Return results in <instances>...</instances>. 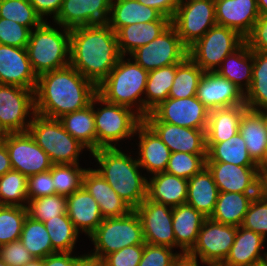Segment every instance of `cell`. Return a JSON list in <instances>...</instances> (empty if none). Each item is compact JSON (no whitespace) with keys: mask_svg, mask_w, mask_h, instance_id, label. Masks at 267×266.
<instances>
[{"mask_svg":"<svg viewBox=\"0 0 267 266\" xmlns=\"http://www.w3.org/2000/svg\"><path fill=\"white\" fill-rule=\"evenodd\" d=\"M96 94L97 86L68 65L38 76L34 91L35 113L59 119L90 105Z\"/></svg>","mask_w":267,"mask_h":266,"instance_id":"1","label":"cell"},{"mask_svg":"<svg viewBox=\"0 0 267 266\" xmlns=\"http://www.w3.org/2000/svg\"><path fill=\"white\" fill-rule=\"evenodd\" d=\"M121 57L117 35L107 23L70 29V65L96 86Z\"/></svg>","mask_w":267,"mask_h":266,"instance_id":"2","label":"cell"},{"mask_svg":"<svg viewBox=\"0 0 267 266\" xmlns=\"http://www.w3.org/2000/svg\"><path fill=\"white\" fill-rule=\"evenodd\" d=\"M99 164L95 169L134 210L147 198V179L139 172L137 158L116 148H100L91 152Z\"/></svg>","mask_w":267,"mask_h":266,"instance_id":"3","label":"cell"},{"mask_svg":"<svg viewBox=\"0 0 267 266\" xmlns=\"http://www.w3.org/2000/svg\"><path fill=\"white\" fill-rule=\"evenodd\" d=\"M126 60L125 56L119 59L109 75L97 86V93L107 102L130 109L137 107L134 111L143 119L144 98L141 95L145 93L149 72L133 59Z\"/></svg>","mask_w":267,"mask_h":266,"instance_id":"4","label":"cell"},{"mask_svg":"<svg viewBox=\"0 0 267 266\" xmlns=\"http://www.w3.org/2000/svg\"><path fill=\"white\" fill-rule=\"evenodd\" d=\"M61 28L44 21L30 32L26 50L37 77L70 65V29Z\"/></svg>","mask_w":267,"mask_h":266,"instance_id":"5","label":"cell"},{"mask_svg":"<svg viewBox=\"0 0 267 266\" xmlns=\"http://www.w3.org/2000/svg\"><path fill=\"white\" fill-rule=\"evenodd\" d=\"M28 132L35 142L48 154L54 164H79V155L86 147L73 138L58 119L35 114Z\"/></svg>","mask_w":267,"mask_h":266,"instance_id":"6","label":"cell"},{"mask_svg":"<svg viewBox=\"0 0 267 266\" xmlns=\"http://www.w3.org/2000/svg\"><path fill=\"white\" fill-rule=\"evenodd\" d=\"M96 103H101L105 107L95 110ZM93 108L96 150L116 148V143L120 140L135 136L137 126L143 121L135 111H132L134 109L107 102L98 93L93 97Z\"/></svg>","mask_w":267,"mask_h":266,"instance_id":"7","label":"cell"},{"mask_svg":"<svg viewBox=\"0 0 267 266\" xmlns=\"http://www.w3.org/2000/svg\"><path fill=\"white\" fill-rule=\"evenodd\" d=\"M89 238L95 246L90 254L101 258L127 246L145 244L142 224L135 210L122 217L104 218Z\"/></svg>","mask_w":267,"mask_h":266,"instance_id":"8","label":"cell"},{"mask_svg":"<svg viewBox=\"0 0 267 266\" xmlns=\"http://www.w3.org/2000/svg\"><path fill=\"white\" fill-rule=\"evenodd\" d=\"M244 42L245 38L237 31L215 25L188 48V56L204 72H215L221 66L223 59Z\"/></svg>","mask_w":267,"mask_h":266,"instance_id":"9","label":"cell"},{"mask_svg":"<svg viewBox=\"0 0 267 266\" xmlns=\"http://www.w3.org/2000/svg\"><path fill=\"white\" fill-rule=\"evenodd\" d=\"M171 25L189 48L211 27L217 25L214 0H181Z\"/></svg>","mask_w":267,"mask_h":266,"instance_id":"10","label":"cell"},{"mask_svg":"<svg viewBox=\"0 0 267 266\" xmlns=\"http://www.w3.org/2000/svg\"><path fill=\"white\" fill-rule=\"evenodd\" d=\"M210 110L197 98H167L144 118V122H165L206 131Z\"/></svg>","mask_w":267,"mask_h":266,"instance_id":"11","label":"cell"},{"mask_svg":"<svg viewBox=\"0 0 267 266\" xmlns=\"http://www.w3.org/2000/svg\"><path fill=\"white\" fill-rule=\"evenodd\" d=\"M35 114L34 90L0 84V129L4 133L27 132Z\"/></svg>","mask_w":267,"mask_h":266,"instance_id":"12","label":"cell"},{"mask_svg":"<svg viewBox=\"0 0 267 266\" xmlns=\"http://www.w3.org/2000/svg\"><path fill=\"white\" fill-rule=\"evenodd\" d=\"M188 56V48L182 43L176 29L170 25L156 39L137 48L131 59L146 71L181 63Z\"/></svg>","mask_w":267,"mask_h":266,"instance_id":"13","label":"cell"},{"mask_svg":"<svg viewBox=\"0 0 267 266\" xmlns=\"http://www.w3.org/2000/svg\"><path fill=\"white\" fill-rule=\"evenodd\" d=\"M3 141L13 170L29 177L51 169L53 164L48 154L35 142L28 131L5 133Z\"/></svg>","mask_w":267,"mask_h":266,"instance_id":"14","label":"cell"},{"mask_svg":"<svg viewBox=\"0 0 267 266\" xmlns=\"http://www.w3.org/2000/svg\"><path fill=\"white\" fill-rule=\"evenodd\" d=\"M237 227L207 218L193 248L188 252L199 257L202 264L223 263L234 243Z\"/></svg>","mask_w":267,"mask_h":266,"instance_id":"15","label":"cell"},{"mask_svg":"<svg viewBox=\"0 0 267 266\" xmlns=\"http://www.w3.org/2000/svg\"><path fill=\"white\" fill-rule=\"evenodd\" d=\"M134 210L140 218L145 243L176 248L172 207L146 198Z\"/></svg>","mask_w":267,"mask_h":266,"instance_id":"16","label":"cell"},{"mask_svg":"<svg viewBox=\"0 0 267 266\" xmlns=\"http://www.w3.org/2000/svg\"><path fill=\"white\" fill-rule=\"evenodd\" d=\"M219 192L260 193L258 166H237L224 162H206Z\"/></svg>","mask_w":267,"mask_h":266,"instance_id":"17","label":"cell"},{"mask_svg":"<svg viewBox=\"0 0 267 266\" xmlns=\"http://www.w3.org/2000/svg\"><path fill=\"white\" fill-rule=\"evenodd\" d=\"M110 8L111 0H63L54 23L68 29L105 24L110 16Z\"/></svg>","mask_w":267,"mask_h":266,"instance_id":"18","label":"cell"},{"mask_svg":"<svg viewBox=\"0 0 267 266\" xmlns=\"http://www.w3.org/2000/svg\"><path fill=\"white\" fill-rule=\"evenodd\" d=\"M37 78L26 48L0 44V84L15 85L35 91Z\"/></svg>","mask_w":267,"mask_h":266,"instance_id":"19","label":"cell"},{"mask_svg":"<svg viewBox=\"0 0 267 266\" xmlns=\"http://www.w3.org/2000/svg\"><path fill=\"white\" fill-rule=\"evenodd\" d=\"M196 96L209 110L245 104L244 93L217 72H204Z\"/></svg>","mask_w":267,"mask_h":266,"instance_id":"20","label":"cell"},{"mask_svg":"<svg viewBox=\"0 0 267 266\" xmlns=\"http://www.w3.org/2000/svg\"><path fill=\"white\" fill-rule=\"evenodd\" d=\"M167 145L171 153L207 154L206 131L165 122H145Z\"/></svg>","mask_w":267,"mask_h":266,"instance_id":"21","label":"cell"},{"mask_svg":"<svg viewBox=\"0 0 267 266\" xmlns=\"http://www.w3.org/2000/svg\"><path fill=\"white\" fill-rule=\"evenodd\" d=\"M217 25L225 26L246 37L258 20L257 0H214Z\"/></svg>","mask_w":267,"mask_h":266,"instance_id":"22","label":"cell"},{"mask_svg":"<svg viewBox=\"0 0 267 266\" xmlns=\"http://www.w3.org/2000/svg\"><path fill=\"white\" fill-rule=\"evenodd\" d=\"M82 186L96 200L103 218L122 217L133 210L95 169L85 170Z\"/></svg>","mask_w":267,"mask_h":266,"instance_id":"23","label":"cell"},{"mask_svg":"<svg viewBox=\"0 0 267 266\" xmlns=\"http://www.w3.org/2000/svg\"><path fill=\"white\" fill-rule=\"evenodd\" d=\"M67 215L75 229L88 237L104 219L96 200L83 186L67 196Z\"/></svg>","mask_w":267,"mask_h":266,"instance_id":"24","label":"cell"},{"mask_svg":"<svg viewBox=\"0 0 267 266\" xmlns=\"http://www.w3.org/2000/svg\"><path fill=\"white\" fill-rule=\"evenodd\" d=\"M139 135L138 163L152 175L165 172L171 151L158 135L142 121L136 128L135 135Z\"/></svg>","mask_w":267,"mask_h":266,"instance_id":"25","label":"cell"},{"mask_svg":"<svg viewBox=\"0 0 267 266\" xmlns=\"http://www.w3.org/2000/svg\"><path fill=\"white\" fill-rule=\"evenodd\" d=\"M265 238L254 231L237 227L235 240L223 262L226 266H258L266 263L267 252L261 255Z\"/></svg>","mask_w":267,"mask_h":266,"instance_id":"26","label":"cell"},{"mask_svg":"<svg viewBox=\"0 0 267 266\" xmlns=\"http://www.w3.org/2000/svg\"><path fill=\"white\" fill-rule=\"evenodd\" d=\"M152 21H171L158 10L145 6L138 0H111L110 16L107 24L117 33L122 27Z\"/></svg>","mask_w":267,"mask_h":266,"instance_id":"27","label":"cell"},{"mask_svg":"<svg viewBox=\"0 0 267 266\" xmlns=\"http://www.w3.org/2000/svg\"><path fill=\"white\" fill-rule=\"evenodd\" d=\"M187 188L188 179L159 172L147 181V198L173 208L186 204Z\"/></svg>","mask_w":267,"mask_h":266,"instance_id":"28","label":"cell"},{"mask_svg":"<svg viewBox=\"0 0 267 266\" xmlns=\"http://www.w3.org/2000/svg\"><path fill=\"white\" fill-rule=\"evenodd\" d=\"M206 219L207 217L188 204L173 207L172 225L176 247L181 249L180 253H188L193 248Z\"/></svg>","mask_w":267,"mask_h":266,"instance_id":"29","label":"cell"},{"mask_svg":"<svg viewBox=\"0 0 267 266\" xmlns=\"http://www.w3.org/2000/svg\"><path fill=\"white\" fill-rule=\"evenodd\" d=\"M218 194V187L206 166L188 179L186 204L207 218H210L214 212Z\"/></svg>","mask_w":267,"mask_h":266,"instance_id":"30","label":"cell"},{"mask_svg":"<svg viewBox=\"0 0 267 266\" xmlns=\"http://www.w3.org/2000/svg\"><path fill=\"white\" fill-rule=\"evenodd\" d=\"M239 133L250 157L258 165L267 149V121L263 113L247 109L241 116Z\"/></svg>","mask_w":267,"mask_h":266,"instance_id":"31","label":"cell"},{"mask_svg":"<svg viewBox=\"0 0 267 266\" xmlns=\"http://www.w3.org/2000/svg\"><path fill=\"white\" fill-rule=\"evenodd\" d=\"M253 63V51L244 42L237 50L223 59L221 66L215 72L246 93L252 83Z\"/></svg>","mask_w":267,"mask_h":266,"instance_id":"32","label":"cell"},{"mask_svg":"<svg viewBox=\"0 0 267 266\" xmlns=\"http://www.w3.org/2000/svg\"><path fill=\"white\" fill-rule=\"evenodd\" d=\"M245 104L210 110L206 129V143H219L228 140L239 132Z\"/></svg>","mask_w":267,"mask_h":266,"instance_id":"33","label":"cell"},{"mask_svg":"<svg viewBox=\"0 0 267 266\" xmlns=\"http://www.w3.org/2000/svg\"><path fill=\"white\" fill-rule=\"evenodd\" d=\"M259 193L219 192L210 219L225 225L241 226L252 199Z\"/></svg>","mask_w":267,"mask_h":266,"instance_id":"34","label":"cell"},{"mask_svg":"<svg viewBox=\"0 0 267 266\" xmlns=\"http://www.w3.org/2000/svg\"><path fill=\"white\" fill-rule=\"evenodd\" d=\"M171 25V21H152L122 27L117 33L118 47L122 56L156 39Z\"/></svg>","mask_w":267,"mask_h":266,"instance_id":"35","label":"cell"},{"mask_svg":"<svg viewBox=\"0 0 267 266\" xmlns=\"http://www.w3.org/2000/svg\"><path fill=\"white\" fill-rule=\"evenodd\" d=\"M63 128L87 150H96V129L93 99L91 104L84 109L64 114L58 119Z\"/></svg>","mask_w":267,"mask_h":266,"instance_id":"36","label":"cell"},{"mask_svg":"<svg viewBox=\"0 0 267 266\" xmlns=\"http://www.w3.org/2000/svg\"><path fill=\"white\" fill-rule=\"evenodd\" d=\"M206 162H224L237 166H258L250 157L245 141L238 132L235 136L219 143H206Z\"/></svg>","mask_w":267,"mask_h":266,"instance_id":"37","label":"cell"},{"mask_svg":"<svg viewBox=\"0 0 267 266\" xmlns=\"http://www.w3.org/2000/svg\"><path fill=\"white\" fill-rule=\"evenodd\" d=\"M175 76L176 64L149 71L144 93V117L169 98Z\"/></svg>","mask_w":267,"mask_h":266,"instance_id":"38","label":"cell"},{"mask_svg":"<svg viewBox=\"0 0 267 266\" xmlns=\"http://www.w3.org/2000/svg\"><path fill=\"white\" fill-rule=\"evenodd\" d=\"M252 83L244 93L245 105L253 111L267 109V52L253 51Z\"/></svg>","mask_w":267,"mask_h":266,"instance_id":"39","label":"cell"},{"mask_svg":"<svg viewBox=\"0 0 267 266\" xmlns=\"http://www.w3.org/2000/svg\"><path fill=\"white\" fill-rule=\"evenodd\" d=\"M33 258L43 259L57 253L52 246L45 224L26 217L20 239Z\"/></svg>","mask_w":267,"mask_h":266,"instance_id":"40","label":"cell"},{"mask_svg":"<svg viewBox=\"0 0 267 266\" xmlns=\"http://www.w3.org/2000/svg\"><path fill=\"white\" fill-rule=\"evenodd\" d=\"M203 74L204 71L187 56L181 63L176 64V76L169 92V98L196 96Z\"/></svg>","mask_w":267,"mask_h":266,"instance_id":"41","label":"cell"},{"mask_svg":"<svg viewBox=\"0 0 267 266\" xmlns=\"http://www.w3.org/2000/svg\"><path fill=\"white\" fill-rule=\"evenodd\" d=\"M56 252H73L80 234L67 214L59 215L44 222Z\"/></svg>","mask_w":267,"mask_h":266,"instance_id":"42","label":"cell"},{"mask_svg":"<svg viewBox=\"0 0 267 266\" xmlns=\"http://www.w3.org/2000/svg\"><path fill=\"white\" fill-rule=\"evenodd\" d=\"M27 183L28 177L15 170L0 176V205L26 207Z\"/></svg>","mask_w":267,"mask_h":266,"instance_id":"43","label":"cell"},{"mask_svg":"<svg viewBox=\"0 0 267 266\" xmlns=\"http://www.w3.org/2000/svg\"><path fill=\"white\" fill-rule=\"evenodd\" d=\"M0 18L12 20L30 30L46 21L42 20L28 0H0Z\"/></svg>","mask_w":267,"mask_h":266,"instance_id":"44","label":"cell"},{"mask_svg":"<svg viewBox=\"0 0 267 266\" xmlns=\"http://www.w3.org/2000/svg\"><path fill=\"white\" fill-rule=\"evenodd\" d=\"M86 169L79 164H54L50 171L55 194L68 196L82 186V179Z\"/></svg>","mask_w":267,"mask_h":266,"instance_id":"45","label":"cell"},{"mask_svg":"<svg viewBox=\"0 0 267 266\" xmlns=\"http://www.w3.org/2000/svg\"><path fill=\"white\" fill-rule=\"evenodd\" d=\"M26 208L30 218L44 223L56 216L67 214V196L54 194L28 200Z\"/></svg>","mask_w":267,"mask_h":266,"instance_id":"46","label":"cell"},{"mask_svg":"<svg viewBox=\"0 0 267 266\" xmlns=\"http://www.w3.org/2000/svg\"><path fill=\"white\" fill-rule=\"evenodd\" d=\"M27 208L0 205V246L20 239Z\"/></svg>","mask_w":267,"mask_h":266,"instance_id":"47","label":"cell"},{"mask_svg":"<svg viewBox=\"0 0 267 266\" xmlns=\"http://www.w3.org/2000/svg\"><path fill=\"white\" fill-rule=\"evenodd\" d=\"M207 154L173 152L170 155L166 172L189 179L206 166Z\"/></svg>","mask_w":267,"mask_h":266,"instance_id":"48","label":"cell"},{"mask_svg":"<svg viewBox=\"0 0 267 266\" xmlns=\"http://www.w3.org/2000/svg\"><path fill=\"white\" fill-rule=\"evenodd\" d=\"M241 226L260 234L266 239L267 196L262 191L252 199Z\"/></svg>","mask_w":267,"mask_h":266,"instance_id":"49","label":"cell"},{"mask_svg":"<svg viewBox=\"0 0 267 266\" xmlns=\"http://www.w3.org/2000/svg\"><path fill=\"white\" fill-rule=\"evenodd\" d=\"M31 30L12 20L0 18V44L26 48Z\"/></svg>","mask_w":267,"mask_h":266,"instance_id":"50","label":"cell"},{"mask_svg":"<svg viewBox=\"0 0 267 266\" xmlns=\"http://www.w3.org/2000/svg\"><path fill=\"white\" fill-rule=\"evenodd\" d=\"M171 247L145 243L138 266H172L179 253H173Z\"/></svg>","mask_w":267,"mask_h":266,"instance_id":"51","label":"cell"},{"mask_svg":"<svg viewBox=\"0 0 267 266\" xmlns=\"http://www.w3.org/2000/svg\"><path fill=\"white\" fill-rule=\"evenodd\" d=\"M55 194L51 171L47 170L30 175L27 183L28 200L46 197Z\"/></svg>","mask_w":267,"mask_h":266,"instance_id":"52","label":"cell"},{"mask_svg":"<svg viewBox=\"0 0 267 266\" xmlns=\"http://www.w3.org/2000/svg\"><path fill=\"white\" fill-rule=\"evenodd\" d=\"M144 245L127 246L106 255L103 258L106 266H138L141 261Z\"/></svg>","mask_w":267,"mask_h":266,"instance_id":"53","label":"cell"},{"mask_svg":"<svg viewBox=\"0 0 267 266\" xmlns=\"http://www.w3.org/2000/svg\"><path fill=\"white\" fill-rule=\"evenodd\" d=\"M33 259V256L20 240L0 246V260L4 261L9 266H24Z\"/></svg>","mask_w":267,"mask_h":266,"instance_id":"54","label":"cell"},{"mask_svg":"<svg viewBox=\"0 0 267 266\" xmlns=\"http://www.w3.org/2000/svg\"><path fill=\"white\" fill-rule=\"evenodd\" d=\"M245 43L251 51L267 52V14L258 17Z\"/></svg>","mask_w":267,"mask_h":266,"instance_id":"55","label":"cell"},{"mask_svg":"<svg viewBox=\"0 0 267 266\" xmlns=\"http://www.w3.org/2000/svg\"><path fill=\"white\" fill-rule=\"evenodd\" d=\"M33 6L37 14L43 18L46 16L53 15V20L56 18L59 13L63 0H28Z\"/></svg>","mask_w":267,"mask_h":266,"instance_id":"56","label":"cell"},{"mask_svg":"<svg viewBox=\"0 0 267 266\" xmlns=\"http://www.w3.org/2000/svg\"><path fill=\"white\" fill-rule=\"evenodd\" d=\"M138 2L158 10L164 17L171 20L181 0H138Z\"/></svg>","mask_w":267,"mask_h":266,"instance_id":"57","label":"cell"},{"mask_svg":"<svg viewBox=\"0 0 267 266\" xmlns=\"http://www.w3.org/2000/svg\"><path fill=\"white\" fill-rule=\"evenodd\" d=\"M77 256H72V252H57L43 258L44 266H75Z\"/></svg>","mask_w":267,"mask_h":266,"instance_id":"58","label":"cell"},{"mask_svg":"<svg viewBox=\"0 0 267 266\" xmlns=\"http://www.w3.org/2000/svg\"><path fill=\"white\" fill-rule=\"evenodd\" d=\"M75 266H106L105 260L92 254L80 255Z\"/></svg>","mask_w":267,"mask_h":266,"instance_id":"59","label":"cell"},{"mask_svg":"<svg viewBox=\"0 0 267 266\" xmlns=\"http://www.w3.org/2000/svg\"><path fill=\"white\" fill-rule=\"evenodd\" d=\"M13 170L11 161L9 158V153L4 144V141L0 142V176H3L5 173Z\"/></svg>","mask_w":267,"mask_h":266,"instance_id":"60","label":"cell"},{"mask_svg":"<svg viewBox=\"0 0 267 266\" xmlns=\"http://www.w3.org/2000/svg\"><path fill=\"white\" fill-rule=\"evenodd\" d=\"M197 257L189 253H179L172 263V266H199Z\"/></svg>","mask_w":267,"mask_h":266,"instance_id":"61","label":"cell"},{"mask_svg":"<svg viewBox=\"0 0 267 266\" xmlns=\"http://www.w3.org/2000/svg\"><path fill=\"white\" fill-rule=\"evenodd\" d=\"M258 170H259L261 178L267 173V149H266L264 158L258 164Z\"/></svg>","mask_w":267,"mask_h":266,"instance_id":"62","label":"cell"},{"mask_svg":"<svg viewBox=\"0 0 267 266\" xmlns=\"http://www.w3.org/2000/svg\"><path fill=\"white\" fill-rule=\"evenodd\" d=\"M259 14L265 15L267 14V0H257Z\"/></svg>","mask_w":267,"mask_h":266,"instance_id":"63","label":"cell"},{"mask_svg":"<svg viewBox=\"0 0 267 266\" xmlns=\"http://www.w3.org/2000/svg\"><path fill=\"white\" fill-rule=\"evenodd\" d=\"M24 266H44L43 259L34 258L29 263H26Z\"/></svg>","mask_w":267,"mask_h":266,"instance_id":"64","label":"cell"},{"mask_svg":"<svg viewBox=\"0 0 267 266\" xmlns=\"http://www.w3.org/2000/svg\"><path fill=\"white\" fill-rule=\"evenodd\" d=\"M262 192L267 196V173L261 178Z\"/></svg>","mask_w":267,"mask_h":266,"instance_id":"65","label":"cell"},{"mask_svg":"<svg viewBox=\"0 0 267 266\" xmlns=\"http://www.w3.org/2000/svg\"><path fill=\"white\" fill-rule=\"evenodd\" d=\"M207 266H226L223 263H206Z\"/></svg>","mask_w":267,"mask_h":266,"instance_id":"66","label":"cell"},{"mask_svg":"<svg viewBox=\"0 0 267 266\" xmlns=\"http://www.w3.org/2000/svg\"><path fill=\"white\" fill-rule=\"evenodd\" d=\"M4 132L0 129V142L3 141Z\"/></svg>","mask_w":267,"mask_h":266,"instance_id":"67","label":"cell"},{"mask_svg":"<svg viewBox=\"0 0 267 266\" xmlns=\"http://www.w3.org/2000/svg\"><path fill=\"white\" fill-rule=\"evenodd\" d=\"M261 112L263 113V115H264V117L266 118V121H267V109L262 110Z\"/></svg>","mask_w":267,"mask_h":266,"instance_id":"68","label":"cell"},{"mask_svg":"<svg viewBox=\"0 0 267 266\" xmlns=\"http://www.w3.org/2000/svg\"><path fill=\"white\" fill-rule=\"evenodd\" d=\"M0 266H9V265L6 264L4 261L0 260Z\"/></svg>","mask_w":267,"mask_h":266,"instance_id":"69","label":"cell"},{"mask_svg":"<svg viewBox=\"0 0 267 266\" xmlns=\"http://www.w3.org/2000/svg\"><path fill=\"white\" fill-rule=\"evenodd\" d=\"M258 266H267V263H264V264H261V265H258Z\"/></svg>","mask_w":267,"mask_h":266,"instance_id":"70","label":"cell"}]
</instances>
